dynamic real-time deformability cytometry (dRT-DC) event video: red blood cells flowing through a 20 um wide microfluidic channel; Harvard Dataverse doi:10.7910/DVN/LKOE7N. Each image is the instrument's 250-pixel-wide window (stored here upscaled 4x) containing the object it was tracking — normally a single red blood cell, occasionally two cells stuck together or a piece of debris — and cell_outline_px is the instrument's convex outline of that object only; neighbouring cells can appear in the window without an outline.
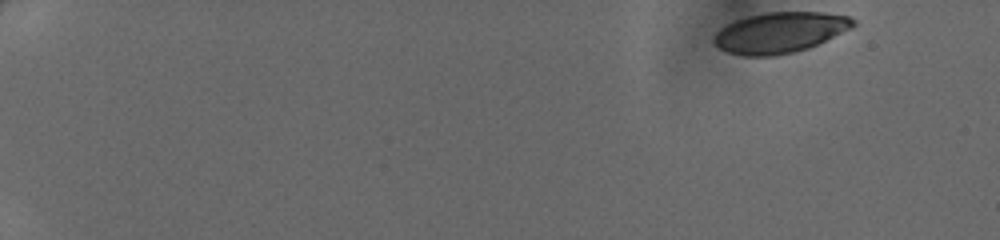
{"species": "human", "species_latin": "Homo sapiens", "temperature_condition": "cold", "stored_images_in_passage": 18, "camera_frame_rate_fps": 3000, "um_per_image_px": 0.085, "donor": {"sex": "female"}, "frame": {"image": 1, "passage_image": 1, "time_ms": 0.0, "image_size_px": [1000, 240], "cell_outline_px": [[856, 24], [852, 28], [808, 48], [792, 52], [772, 56], [744, 56], [728, 52], [720, 48], [712, 40], [716, 32], [720, 28], [736, 20], [748, 16], [764, 12], [824, 12], [848, 16], [856, 20]], "centroid_in_image_um": [66.3, 2.75], "position_along_channel_um": 18.7, "area_um2": 32.89}}
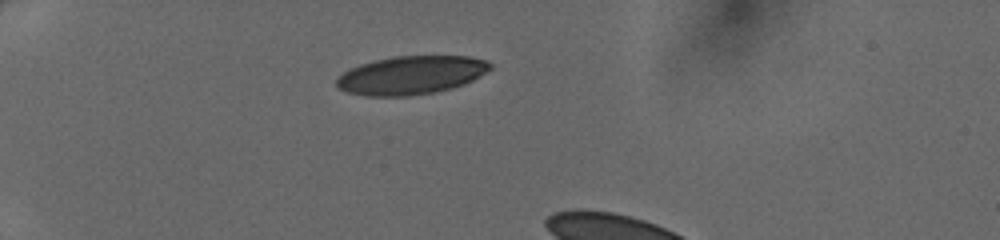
{"frame": {"image": 2, "passage_image": 12, "time_ms": 3.667, "image_size_px": [1000, 240], "cell_outline_px": [[492, 68], [472, 80], [464, 84], [452, 88], [432, 92], [408, 96], [364, 96], [348, 92], [340, 88], [336, 84], [336, 80], [344, 72], [360, 64], [376, 60], [396, 56], [468, 56], [488, 60], [492, 64]], "centroid_in_image_um": [34.97, 6.38], "position_along_channel_um": 50.0, "area_um2": 34.16}}